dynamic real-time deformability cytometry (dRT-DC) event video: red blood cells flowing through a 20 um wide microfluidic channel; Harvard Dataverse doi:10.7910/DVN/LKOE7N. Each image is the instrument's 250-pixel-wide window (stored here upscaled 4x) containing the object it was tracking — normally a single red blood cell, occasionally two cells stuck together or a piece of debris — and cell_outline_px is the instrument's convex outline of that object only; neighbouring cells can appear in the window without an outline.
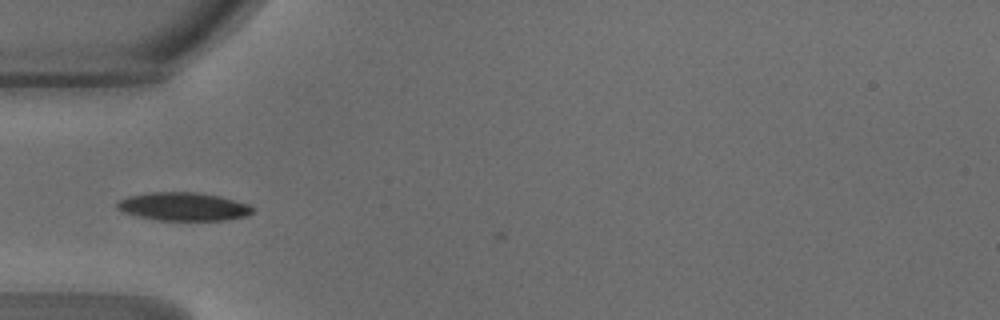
{"species": "common noctule bat (a hibernating species)", "species_latin": "Nyctalus noctula", "temperature_condition": "warm", "stored_images_in_passage": 3, "camera_frame_rate_fps": 3000, "um_per_image_px": 0.085, "animal": {"sex": "male", "body_mass_g": 18.8}, "frame": {"image": 1, "passage_image": 1, "time_ms": 0.0, "image_size_px": [1000, 320], "cell_outline_px": [[252, 212], [244, 216], [224, 220], [156, 220], [124, 212], [116, 208], [116, 204], [120, 200], [128, 196], [148, 192], [196, 192], [220, 196], [248, 204], [252, 208]], "centroid_in_image_um": [15.56, 17.55], "position_along_channel_um": 69.4, "area_um2": 22.08}}